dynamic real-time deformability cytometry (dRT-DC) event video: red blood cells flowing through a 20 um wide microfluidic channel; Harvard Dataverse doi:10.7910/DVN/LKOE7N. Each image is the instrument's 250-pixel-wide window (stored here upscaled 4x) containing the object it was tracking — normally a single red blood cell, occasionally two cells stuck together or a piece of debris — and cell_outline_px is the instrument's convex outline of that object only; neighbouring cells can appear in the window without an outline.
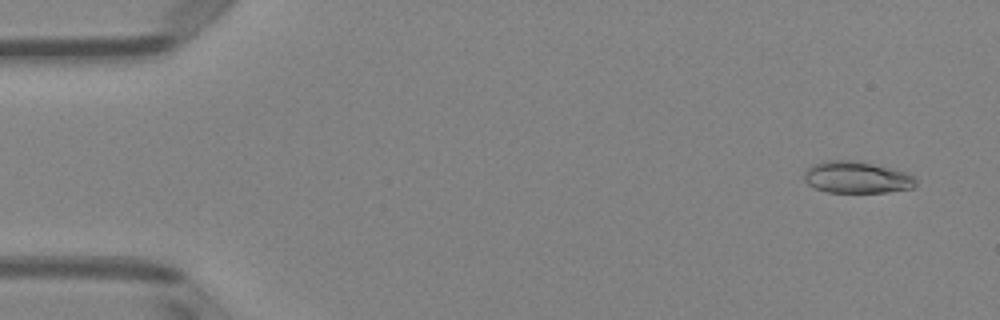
{"species": "Egyptian fruit bat (a non-hibernating species)", "species_latin": "Rousettus aegyptiacus", "temperature_condition": "room temperature", "stored_images_in_passage": 49, "camera_frame_rate_fps": 3000, "um_per_image_px": 0.085, "animal": {"sex": "female"}, "frame": {"image": 1, "passage_image": 3, "time_ms": 0.667, "image_size_px": [1000, 320], "cell_outline_px": [[916, 184], [912, 188], [888, 192], [828, 192], [816, 188], [808, 184], [804, 180], [804, 172], [812, 164], [824, 160], [860, 160], [908, 172], [916, 180]], "centroid_in_image_um": [72.82, 15.05], "position_along_channel_um": 12.2, "area_um2": 20.92}}
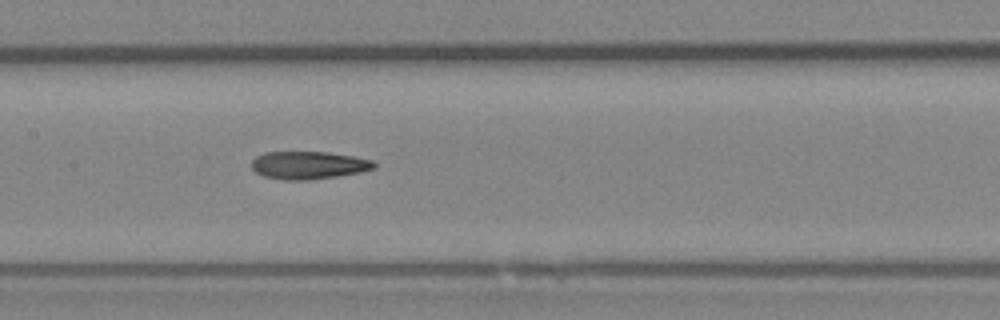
{"frame": {"image": 2, "passage_image": 25, "time_ms": 8.0, "image_size_px": [1000, 320], "cell_outline_px": [[376, 168], [360, 172], [336, 176], [308, 180], [284, 180], [264, 176], [256, 172], [252, 168], [252, 160], [256, 156], [264, 152], [328, 152], [356, 156], [372, 160], [376, 164]], "centroid_in_image_um": [26.24, 14.03], "position_along_channel_um": 181.2, "area_um2": 19.88}}
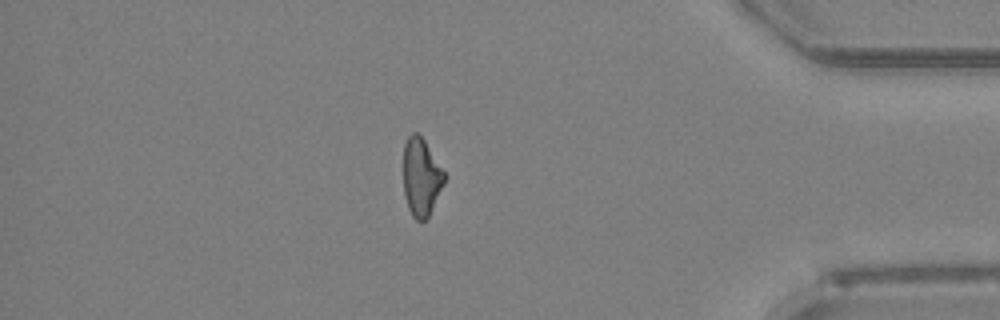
{"frame": {"image": 3, "passage_image": 44, "time_ms": 14.333, "image_size_px": [1000, 320], "cell_outline_px": [[444, 184], [428, 216], [424, 220], [416, 220], [412, 216], [408, 208], [404, 196], [404, 144], [408, 136], [412, 132], [416, 132], [424, 140], [444, 172]], "centroid_in_image_um": [35.78, 15.05], "position_along_channel_um": 399.4, "area_um2": 18.26}}